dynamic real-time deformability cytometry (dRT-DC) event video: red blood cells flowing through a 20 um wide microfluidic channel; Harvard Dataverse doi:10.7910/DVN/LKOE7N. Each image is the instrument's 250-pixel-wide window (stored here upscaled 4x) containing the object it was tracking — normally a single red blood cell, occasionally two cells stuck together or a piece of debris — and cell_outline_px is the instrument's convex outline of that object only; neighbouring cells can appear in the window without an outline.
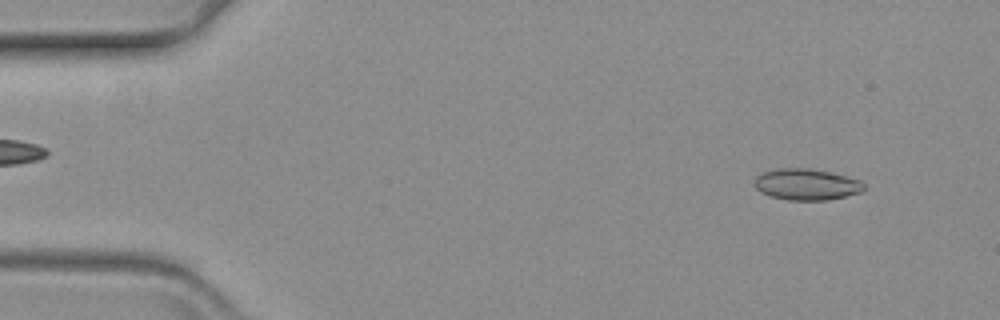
{"species": "common noctule bat (a hibernating species)", "species_latin": "Nyctalus noctula", "temperature_condition": "warm", "stored_images_in_passage": 59, "camera_frame_rate_fps": 3000, "um_per_image_px": 0.085, "animal": {"sex": "female", "body_mass_g": 19.3, "forearm_length_mm": 54.1}, "frame": {"image": 1, "passage_image": 5, "time_ms": 1.333, "image_size_px": [1000, 320], "cell_outline_px": [[864, 192], [828, 200], [788, 200], [772, 196], [760, 192], [752, 184], [752, 180], [756, 176], [764, 172], [776, 168], [808, 168], [828, 172], [860, 180], [864, 184]], "centroid_in_image_um": [68.52, 15.68], "position_along_channel_um": 16.5, "area_um2": 20.06}}
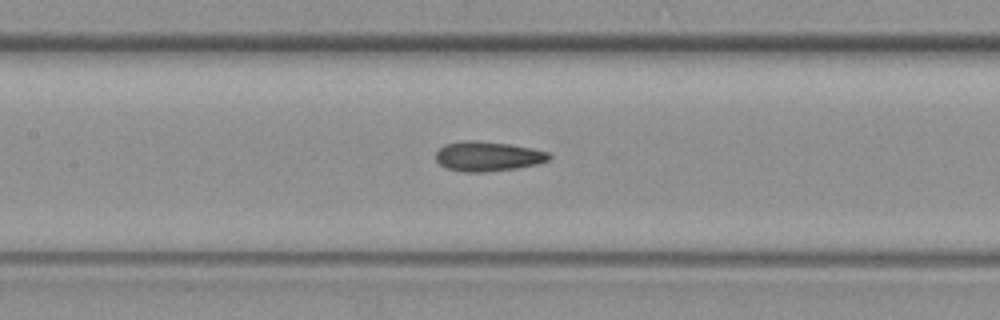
{"frame": {"image": 2, "passage_image": 27, "time_ms": 8.667, "image_size_px": [1000, 320], "cell_outline_px": [[552, 156], [548, 160], [536, 164], [516, 168], [484, 172], [464, 172], [448, 168], [440, 164], [436, 160], [436, 152], [444, 144], [464, 140], [476, 140], [508, 144], [532, 148], [548, 152]], "centroid_in_image_um": [41.45, 13.28], "position_along_channel_um": 166.0, "area_um2": 19.54}}
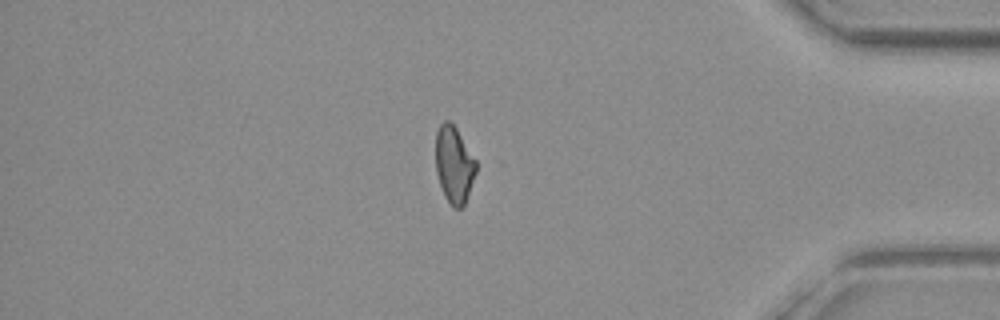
{"frame": {"image": 3, "passage_image": 50, "time_ms": 16.333, "image_size_px": [1000, 320], "cell_outline_px": [[476, 172], [464, 204], [460, 208], [452, 208], [444, 196], [436, 172], [436, 132], [440, 124], [444, 120], [448, 120], [456, 128], [476, 160]], "centroid_in_image_um": [38.58, 13.99], "position_along_channel_um": 396.6, "area_um2": 17.92}}